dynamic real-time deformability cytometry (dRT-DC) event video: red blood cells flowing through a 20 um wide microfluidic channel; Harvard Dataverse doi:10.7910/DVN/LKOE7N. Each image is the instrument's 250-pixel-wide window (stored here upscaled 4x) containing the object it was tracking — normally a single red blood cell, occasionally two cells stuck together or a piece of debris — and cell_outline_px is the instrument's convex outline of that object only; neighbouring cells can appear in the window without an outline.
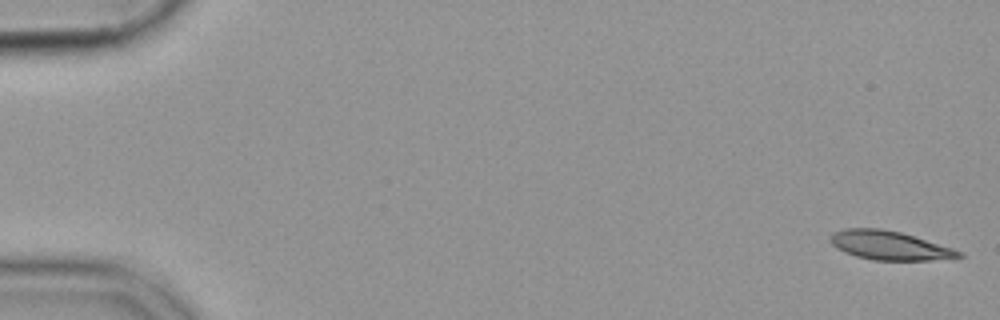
{"species": "common noctule bat (a hibernating species)", "species_latin": "Nyctalus noctula", "temperature_condition": "cold", "stored_images_in_passage": 56, "camera_frame_rate_fps": 3000, "um_per_image_px": 0.085, "animal": {"sex": "female", "body_mass_g": 19.9}, "frame": {"image": 1, "passage_image": 1, "time_ms": 0.0, "image_size_px": [1000, 320], "cell_outline_px": [[964, 256], [956, 260], [872, 260], [856, 256], [844, 252], [832, 244], [828, 240], [832, 232], [844, 228], [880, 228], [900, 232], [952, 248], [964, 252]], "centroid_in_image_um": [75.64, 20.87], "position_along_channel_um": 9.4, "area_um2": 21.91}}
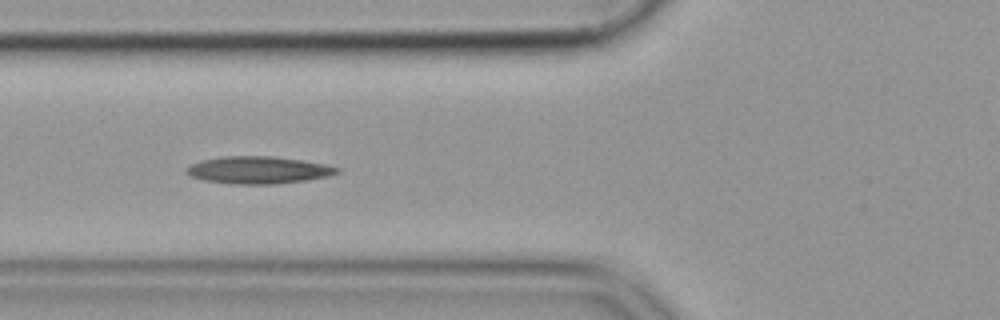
{"frame": {"image": 2, "passage_image": 21, "time_ms": 6.667, "image_size_px": [1000, 320], "cell_outline_px": [[340, 172], [328, 176], [308, 180], [276, 184], [232, 184], [204, 180], [192, 176], [184, 172], [184, 168], [200, 160], [224, 156], [272, 156], [300, 160], [324, 164], [340, 168]], "centroid_in_image_um": [21.94, 14.45], "position_along_channel_um": 103.9, "area_um2": 23.99}}
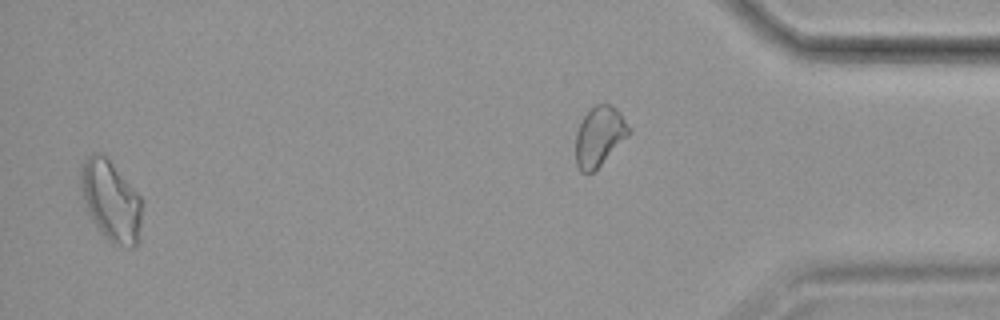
{"frame": {"image": 3, "passage_image": 54, "time_ms": 17.667, "image_size_px": [1000, 320], "cell_outline_px": [[140, 224], [136, 248], [128, 248], [112, 244], [96, 228], [88, 212], [80, 192], [80, 168], [84, 160], [92, 152], [100, 152], [112, 164], [140, 196]], "centroid_in_image_um": [9.38, 17.09], "position_along_channel_um": 425.8, "area_um2": 28.61}}